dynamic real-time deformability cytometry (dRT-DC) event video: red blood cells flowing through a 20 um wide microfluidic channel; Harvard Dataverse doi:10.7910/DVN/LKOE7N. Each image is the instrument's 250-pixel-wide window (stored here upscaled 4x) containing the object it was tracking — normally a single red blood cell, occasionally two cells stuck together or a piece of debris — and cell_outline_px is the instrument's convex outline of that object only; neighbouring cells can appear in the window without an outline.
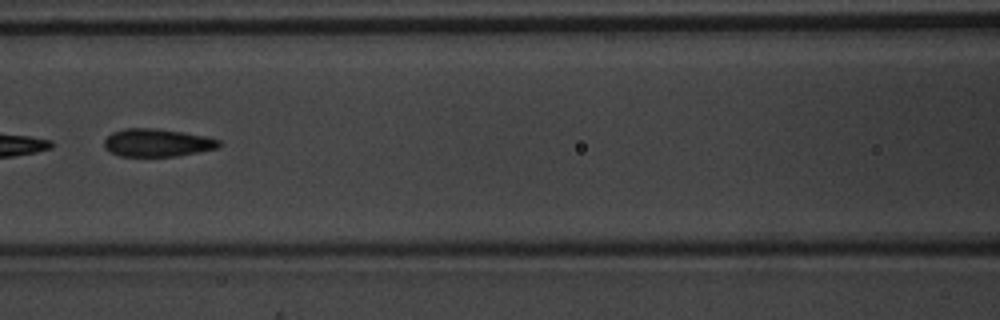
{"species": "common noctule bat (a hibernating species)", "species_latin": "Nyctalus noctula", "temperature_condition": "warm", "stored_images_in_passage": 4, "camera_frame_rate_fps": 3000, "um_per_image_px": 0.085, "animal": {"sex": "male", "body_mass_g": 20.1, "forearm_length_mm": 53.5}, "frame": {"image": 1, "passage_image": 4, "time_ms": 1.0, "image_size_px": [1000, 320], "cell_outline_px": [[224, 144], [216, 148], [176, 156], [120, 156], [104, 148], [104, 140], [112, 132], [124, 128], [156, 128], [204, 136], [220, 140]], "centroid_in_image_um": [13.34, 12.13], "position_along_channel_um": 153.3, "area_um2": 18.5}}